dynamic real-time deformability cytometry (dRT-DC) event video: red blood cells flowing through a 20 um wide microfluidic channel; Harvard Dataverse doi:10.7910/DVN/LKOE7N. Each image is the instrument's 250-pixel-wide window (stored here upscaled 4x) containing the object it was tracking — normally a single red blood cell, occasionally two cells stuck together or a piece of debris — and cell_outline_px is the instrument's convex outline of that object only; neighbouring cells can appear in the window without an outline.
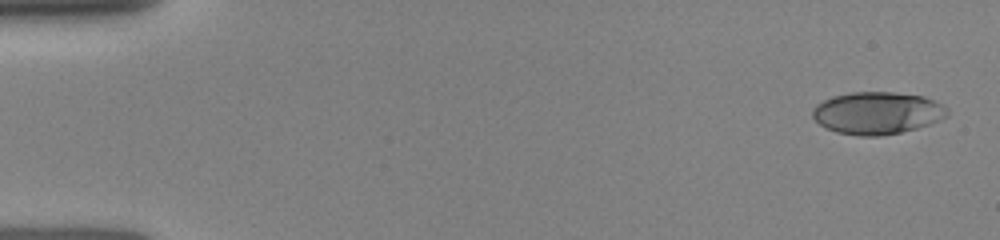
{"species": "human", "species_latin": "Homo sapiens", "temperature_condition": "room temperature", "stored_images_in_passage": 7, "camera_frame_rate_fps": 3000, "um_per_image_px": 0.085, "donor": {"sex": "female"}, "frame": {"image": 1, "passage_image": 1, "time_ms": 0.0, "image_size_px": [1000, 240], "cell_outline_px": [[948, 116], [928, 124], [916, 128], [900, 132], [880, 136], [860, 136], [836, 132], [820, 124], [812, 116], [812, 108], [816, 104], [832, 96], [852, 92], [896, 92], [924, 96], [948, 108]], "centroid_in_image_um": [74.55, 9.6], "position_along_channel_um": 10.5, "area_um2": 33.12}}
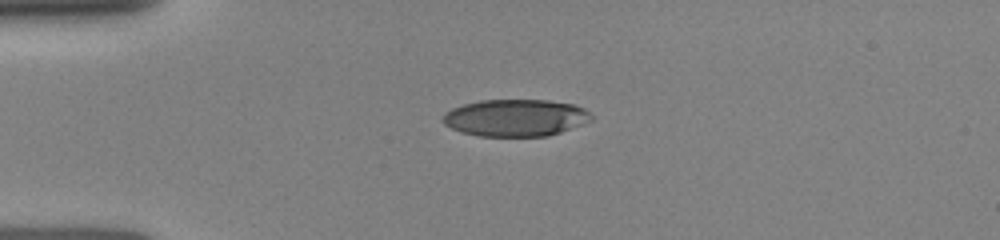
{"frame": {"image": 2, "passage_image": 5, "time_ms": 3.333, "image_size_px": [1000, 240], "cell_outline_px": [[592, 120], [560, 132], [548, 136], [480, 136], [464, 132], [452, 128], [444, 124], [440, 120], [444, 112], [452, 108], [464, 104], [480, 100], [548, 100], [572, 104], [584, 108], [592, 116]], "centroid_in_image_um": [43.79, 10.0], "position_along_channel_um": 41.2, "area_um2": 31.96}}
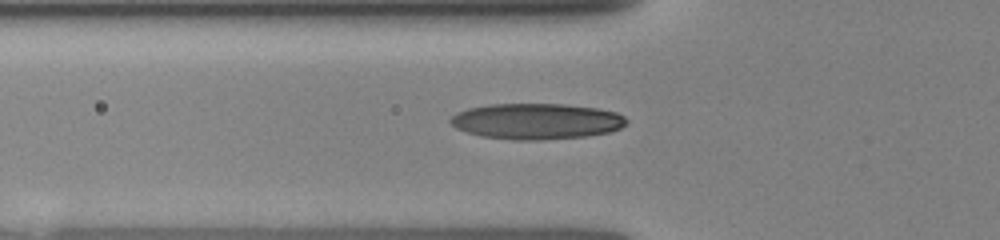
{"frame": {"image": 3, "passage_image": 7, "time_ms": 5.0, "image_size_px": [1000, 240], "cell_outline_px": [[628, 124], [612, 132], [584, 136], [540, 140], [516, 140], [480, 136], [456, 128], [448, 120], [456, 112], [468, 108], [492, 104], [564, 104], [596, 108], [616, 112], [624, 116], [628, 120]], "centroid_in_image_um": [45.62, 10.31], "position_along_channel_um": 80.2, "area_um2": 36.88}}